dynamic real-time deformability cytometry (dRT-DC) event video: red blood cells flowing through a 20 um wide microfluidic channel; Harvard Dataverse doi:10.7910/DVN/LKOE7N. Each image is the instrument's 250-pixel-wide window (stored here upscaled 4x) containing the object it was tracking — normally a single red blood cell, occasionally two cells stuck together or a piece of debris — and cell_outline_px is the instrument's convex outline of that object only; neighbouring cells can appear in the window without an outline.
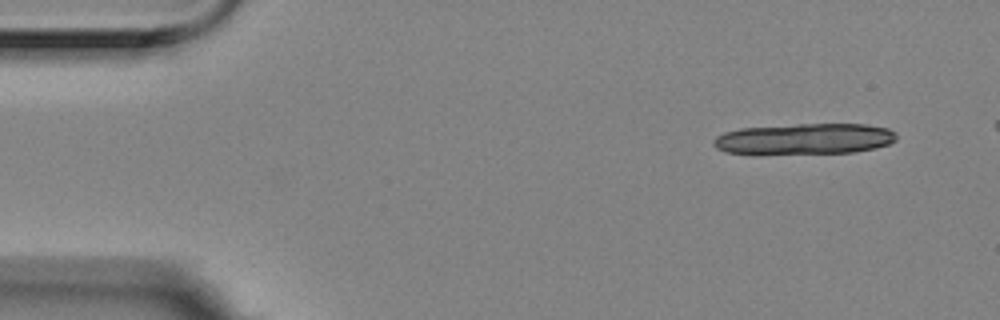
{"species": "Egyptian fruit bat (a non-hibernating species)", "species_latin": "Rousettus aegyptiacus", "temperature_condition": "room temperature", "stored_images_in_passage": 6, "segment_of_instrument_passage": [2, 2], "camera_frame_rate_fps": 3000, "um_per_image_px": 0.085, "animal": {"sex": "female"}, "frame": {"image": 1, "passage_image": 6, "time_ms": 1.667, "image_size_px": [1000, 320], "cell_outline_px": [[896, 140], [888, 144], [872, 148], [852, 152], [756, 156], [724, 152], [716, 148], [712, 144], [712, 140], [716, 136], [724, 132], [740, 128], [796, 124], [864, 124], [888, 128], [896, 132]], "centroid_in_image_um": [68.26, 11.84], "position_along_channel_um": 16.7, "area_um2": 34.04}}